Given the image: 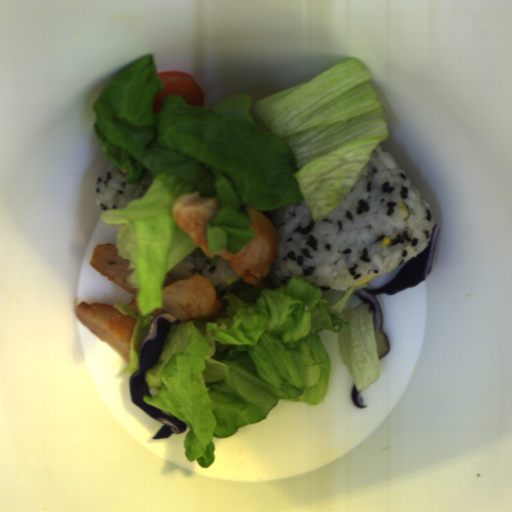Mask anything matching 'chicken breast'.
I'll return each instance as SVG.
<instances>
[{
	"mask_svg": "<svg viewBox=\"0 0 512 512\" xmlns=\"http://www.w3.org/2000/svg\"><path fill=\"white\" fill-rule=\"evenodd\" d=\"M89 263L108 280L133 294L129 304L138 313L137 290L131 289L126 277L131 273L129 260L119 256L116 244H102L93 248Z\"/></svg>",
	"mask_w": 512,
	"mask_h": 512,
	"instance_id": "chicken-breast-4",
	"label": "chicken breast"
},
{
	"mask_svg": "<svg viewBox=\"0 0 512 512\" xmlns=\"http://www.w3.org/2000/svg\"><path fill=\"white\" fill-rule=\"evenodd\" d=\"M243 207L254 236L235 253L228 249L219 252L208 249L207 224L221 208L218 197H203L198 192L184 194L173 203L172 218L207 258H224L237 275L261 293L266 290L265 278L275 263L278 234L274 224L261 210Z\"/></svg>",
	"mask_w": 512,
	"mask_h": 512,
	"instance_id": "chicken-breast-1",
	"label": "chicken breast"
},
{
	"mask_svg": "<svg viewBox=\"0 0 512 512\" xmlns=\"http://www.w3.org/2000/svg\"><path fill=\"white\" fill-rule=\"evenodd\" d=\"M75 314L100 341L115 349L128 366L136 317L123 314L113 304L85 301L76 306Z\"/></svg>",
	"mask_w": 512,
	"mask_h": 512,
	"instance_id": "chicken-breast-3",
	"label": "chicken breast"
},
{
	"mask_svg": "<svg viewBox=\"0 0 512 512\" xmlns=\"http://www.w3.org/2000/svg\"><path fill=\"white\" fill-rule=\"evenodd\" d=\"M228 306L227 300L219 297L207 277L199 274L176 279L167 273L163 283L162 307L154 310L150 317L168 312L178 318L180 324L188 321L207 323L225 318Z\"/></svg>",
	"mask_w": 512,
	"mask_h": 512,
	"instance_id": "chicken-breast-2",
	"label": "chicken breast"
}]
</instances>
